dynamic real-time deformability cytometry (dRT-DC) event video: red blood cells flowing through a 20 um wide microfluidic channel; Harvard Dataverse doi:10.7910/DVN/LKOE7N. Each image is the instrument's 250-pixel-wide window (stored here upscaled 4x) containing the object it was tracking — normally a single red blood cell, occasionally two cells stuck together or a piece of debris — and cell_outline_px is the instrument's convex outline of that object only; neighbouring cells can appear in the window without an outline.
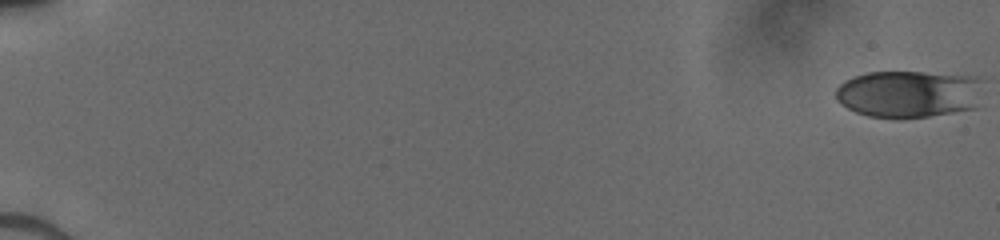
{"species": "human", "species_latin": "Homo sapiens", "temperature_condition": "cold", "stored_images_in_passage": 9, "camera_frame_rate_fps": 3000, "um_per_image_px": 0.085, "donor": {"sex": "male"}, "frame": {"image": 1, "passage_image": 1, "time_ms": 0.0, "image_size_px": [1000, 240], "cell_outline_px": [[980, 80], [976, 108], [928, 116], [868, 116], [856, 112], [840, 104], [836, 100], [836, 88], [844, 80], [868, 72], [924, 72], [976, 76]], "centroid_in_image_um": [77.21, 7.96], "position_along_channel_um": 7.8, "area_um2": 39.94}}